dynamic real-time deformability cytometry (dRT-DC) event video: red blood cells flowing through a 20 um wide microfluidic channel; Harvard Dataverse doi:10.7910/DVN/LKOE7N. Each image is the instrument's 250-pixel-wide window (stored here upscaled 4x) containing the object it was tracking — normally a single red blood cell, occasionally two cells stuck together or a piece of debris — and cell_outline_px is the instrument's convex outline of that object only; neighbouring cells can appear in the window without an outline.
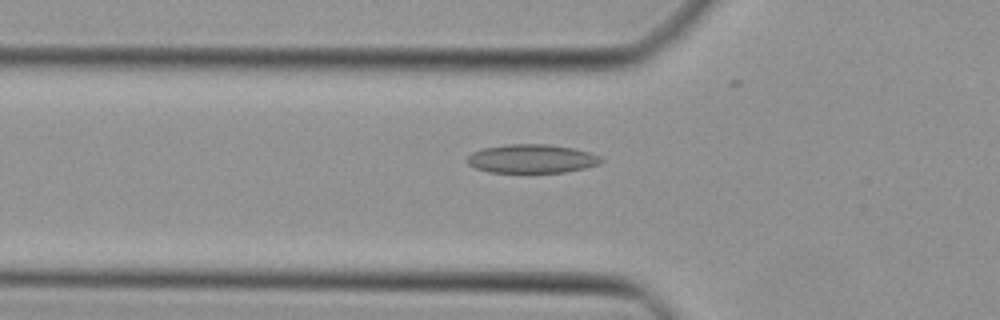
{"species": "Egyptian fruit bat (a non-hibernating species)", "species_latin": "Rousettus aegyptiacus", "temperature_condition": "cold", "stored_images_in_passage": 33, "camera_frame_rate_fps": 3000, "um_per_image_px": 0.085, "animal": {"sex": "female"}, "frame": {"image": 1, "passage_image": 7, "time_ms": 2.0, "image_size_px": [1000, 320], "cell_outline_px": [[604, 160], [600, 164], [584, 168], [564, 172], [488, 172], [476, 168], [468, 164], [468, 156], [472, 152], [484, 148], [508, 144], [548, 144], [572, 148], [588, 152], [600, 156]], "centroid_in_image_um": [45.21, 13.49], "position_along_channel_um": 80.6, "area_um2": 22.25}}
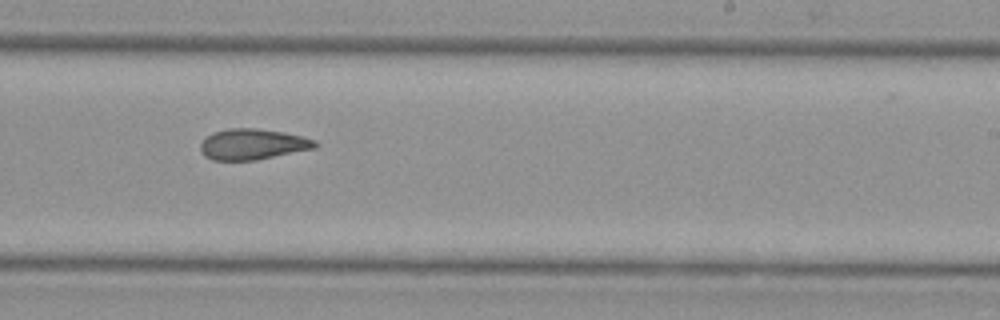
{"frame": {"image": 2, "passage_image": 20, "time_ms": 6.333, "image_size_px": [1000, 320], "cell_outline_px": [[320, 144], [316, 148], [256, 160], [212, 160], [204, 156], [200, 152], [200, 144], [212, 132], [228, 128], [256, 128], [284, 132], [316, 140]], "centroid_in_image_um": [21.48, 12.26], "position_along_channel_um": 267.5, "area_um2": 20.69}}
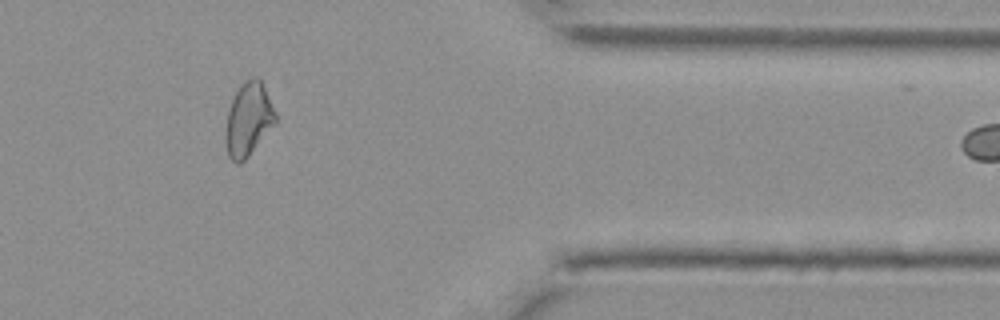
{"frame": {"image": 3, "passage_image": 30, "time_ms": 9.667, "image_size_px": [1000, 320], "cell_outline_px": [[276, 124], [248, 156], [240, 164], [236, 164], [228, 156], [224, 136], [228, 112], [232, 100], [240, 84], [244, 80], [252, 76], [256, 76], [260, 80], [276, 112]], "centroid_in_image_um": [21.11, 10.16], "position_along_channel_um": 390.3, "area_um2": 21.39}}